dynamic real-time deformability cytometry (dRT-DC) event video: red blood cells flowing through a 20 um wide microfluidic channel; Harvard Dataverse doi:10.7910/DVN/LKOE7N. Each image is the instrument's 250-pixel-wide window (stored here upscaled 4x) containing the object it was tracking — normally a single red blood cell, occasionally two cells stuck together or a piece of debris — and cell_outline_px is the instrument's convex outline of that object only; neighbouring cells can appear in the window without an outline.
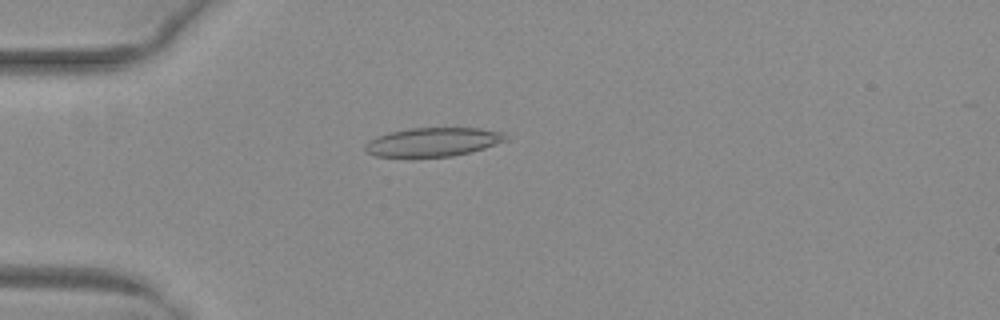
{"species": "common noctule bat (a hibernating species)", "species_latin": "Nyctalus noctula", "temperature_condition": "warm", "stored_images_in_passage": 48, "camera_frame_rate_fps": 3000, "um_per_image_px": 0.085, "animal": {"sex": "female", "body_mass_g": 29.2, "forearm_length_mm": 56.3}, "frame": {"image": 1, "passage_image": 11, "time_ms": 3.333, "image_size_px": [1000, 320], "cell_outline_px": [[508, 140], [472, 152], [452, 156], [376, 156], [368, 152], [364, 148], [364, 144], [368, 140], [376, 136], [388, 132], [408, 128], [480, 128], [504, 132], [508, 136]], "centroid_in_image_um": [36.82, 12.05], "position_along_channel_um": 48.2, "area_um2": 23.64}}
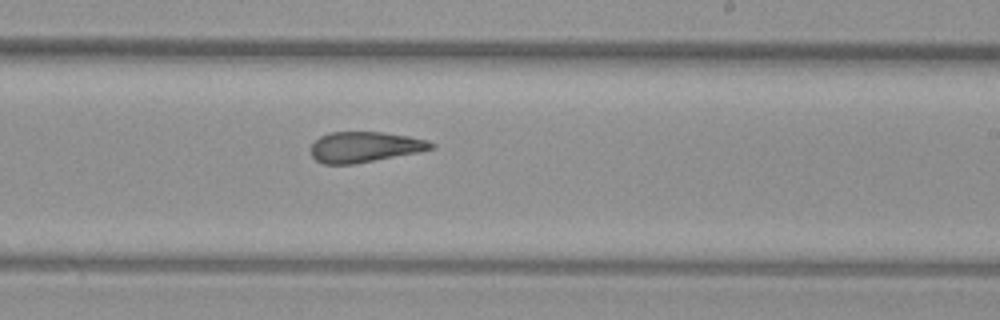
{"frame": {"image": 2, "passage_image": 28, "time_ms": 9.0, "image_size_px": [1000, 320], "cell_outline_px": [[436, 148], [420, 152], [356, 164], [324, 164], [316, 160], [312, 156], [312, 144], [320, 136], [328, 132], [384, 132], [408, 136], [428, 140], [436, 144]], "centroid_in_image_um": [31.05, 12.49], "position_along_channel_um": 258.0, "area_um2": 21.62}}
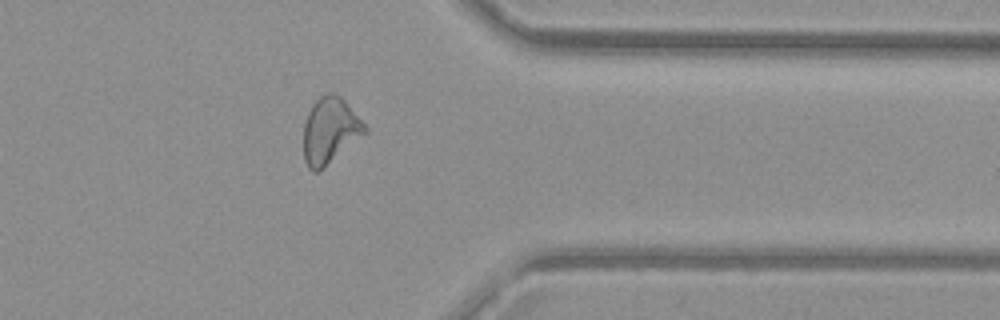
{"frame": {"image": 3, "passage_image": 38, "time_ms": 12.333, "image_size_px": [1000, 320], "cell_outline_px": [[368, 132], [324, 168], [316, 172], [312, 172], [308, 168], [304, 160], [304, 124], [308, 112], [312, 104], [324, 92], [332, 92], [340, 96], [344, 100], [368, 128]], "centroid_in_image_um": [28.05, 11.11], "position_along_channel_um": 383.4, "area_um2": 23.76}, "authors_computed_cell_mechanics": {"area_um2": 23.6691, "velocity_mm_per_s": 4.0387, "shape_relaxation_time_tau1_ms": null, "shape_relaxation_time_tau2_ms": 2.6493, "deformation_change_tau1": null, "deformation_change_tau2": 0.1136}}